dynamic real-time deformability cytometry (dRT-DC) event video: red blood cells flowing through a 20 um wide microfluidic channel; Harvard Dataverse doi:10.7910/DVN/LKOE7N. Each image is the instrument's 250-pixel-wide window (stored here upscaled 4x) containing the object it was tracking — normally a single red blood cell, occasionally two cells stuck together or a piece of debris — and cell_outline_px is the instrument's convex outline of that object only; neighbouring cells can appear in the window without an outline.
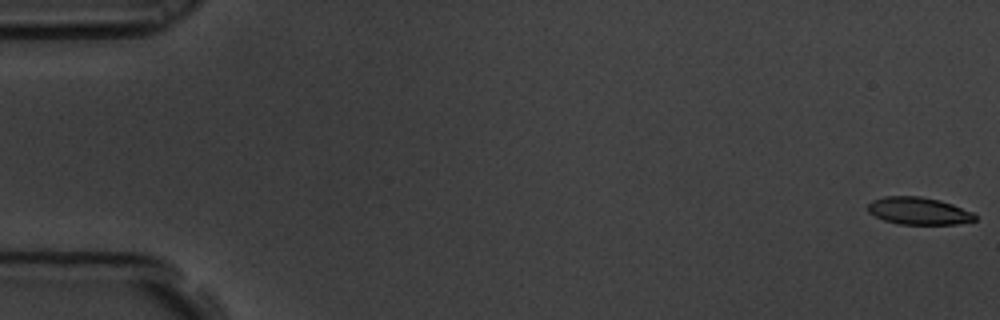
{"species": "common noctule bat (a hibernating species)", "species_latin": "Nyctalus noctula", "temperature_condition": "room temperature", "stored_images_in_passage": 5, "camera_frame_rate_fps": 3000, "um_per_image_px": 0.085, "animal": {"sex": "male", "body_mass_g": 19.5, "forearm_length_mm": 54.6}, "frame": {"image": 1, "passage_image": 1, "time_ms": 0.0, "image_size_px": [1000, 320], "cell_outline_px": [[976, 220], [956, 224], [900, 224], [884, 220], [868, 212], [868, 204], [872, 200], [884, 196], [920, 196], [940, 200], [952, 204], [972, 212], [976, 216]], "centroid_in_image_um": [78.07, 17.92], "position_along_channel_um": 6.9, "area_um2": 16.99}}
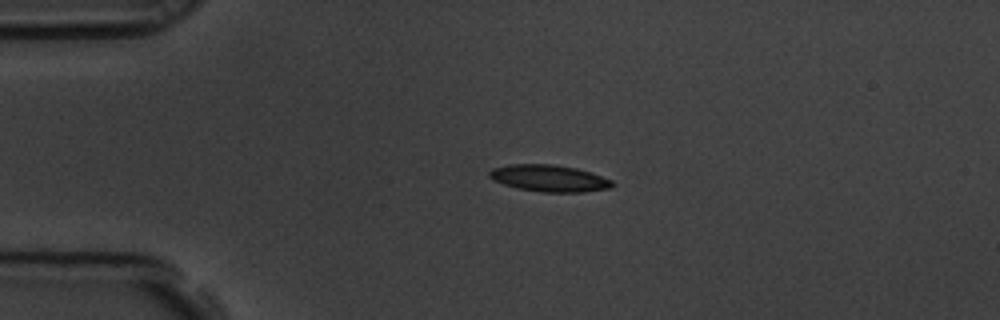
{"frame": {"image": 2, "passage_image": 4, "time_ms": 1.0, "image_size_px": [1000, 320], "cell_outline_px": [[616, 184], [612, 188], [584, 192], [544, 192], [516, 188], [492, 180], [488, 176], [488, 172], [492, 168], [508, 164], [556, 164], [576, 168], [612, 180]], "centroid_in_image_um": [46.66, 15.15], "position_along_channel_um": 38.3, "area_um2": 19.31}}